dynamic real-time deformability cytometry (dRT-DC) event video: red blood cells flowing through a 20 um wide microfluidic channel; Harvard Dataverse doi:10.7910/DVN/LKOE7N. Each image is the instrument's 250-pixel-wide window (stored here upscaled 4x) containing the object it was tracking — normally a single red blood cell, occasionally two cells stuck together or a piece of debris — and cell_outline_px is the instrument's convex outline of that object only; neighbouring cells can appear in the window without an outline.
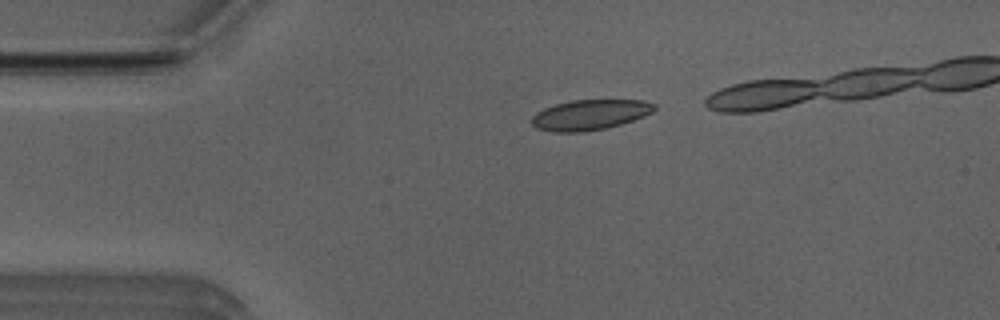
{"species": "Egyptian fruit bat (a non-hibernating species)", "species_latin": "Rousettus aegyptiacus", "temperature_condition": "room temperature", "stored_images_in_passage": 22, "camera_frame_rate_fps": 3000, "um_per_image_px": 0.085, "animal": {"sex": "male"}, "frame": {"image": 1, "passage_image": 4, "time_ms": 1.0, "image_size_px": [1000, 320], "cell_outline_px": [[656, 108], [652, 112], [644, 116], [620, 124], [604, 128], [584, 132], [552, 132], [536, 128], [532, 124], [532, 116], [536, 112], [544, 108], [556, 104], [572, 100], [644, 100], [656, 104]], "centroid_in_image_um": [50.13, 9.75], "position_along_channel_um": 34.9, "area_um2": 21.62}}
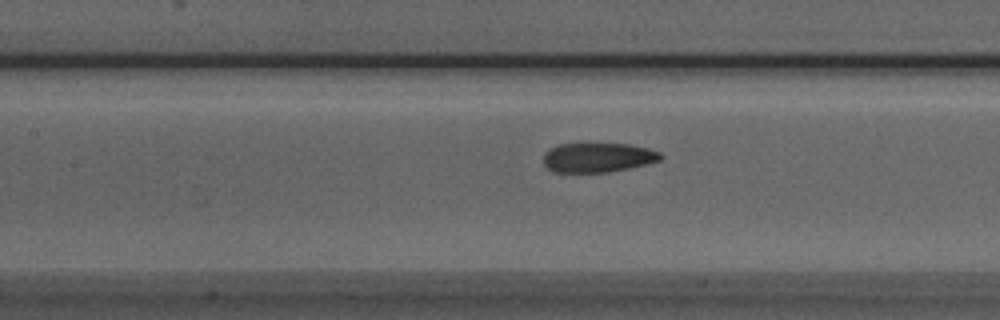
{"frame": {"image": 2, "passage_image": 16, "time_ms": 5.0, "image_size_px": [1000, 320], "cell_outline_px": [[664, 156], [660, 160], [628, 168], [608, 172], [552, 172], [544, 164], [544, 152], [560, 144], [628, 144], [648, 148], [660, 152]], "centroid_in_image_um": [50.82, 13.39], "position_along_channel_um": 156.6, "area_um2": 19.94}}
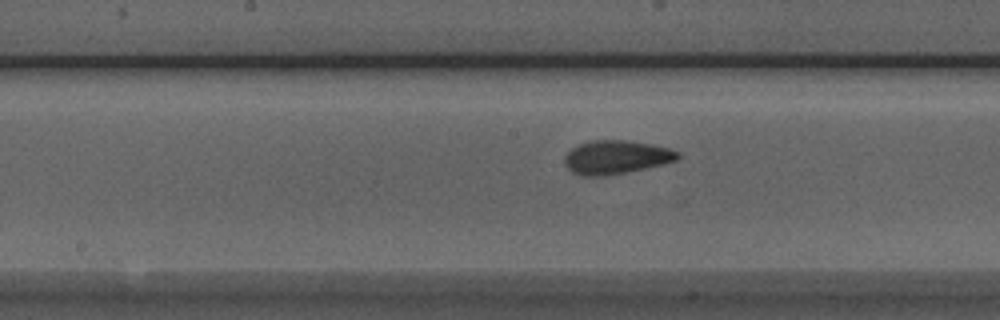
{"frame": {"image": 3, "passage_image": 19, "time_ms": 6.0, "image_size_px": [1000, 320], "cell_outline_px": [[680, 156], [676, 160], [644, 168], [604, 176], [580, 176], [572, 172], [564, 164], [564, 156], [572, 148], [580, 144], [592, 140], [624, 140], [652, 144], [672, 148], [680, 152]], "centroid_in_image_um": [52.36, 13.35], "position_along_channel_um": 195.8, "area_um2": 22.08}}